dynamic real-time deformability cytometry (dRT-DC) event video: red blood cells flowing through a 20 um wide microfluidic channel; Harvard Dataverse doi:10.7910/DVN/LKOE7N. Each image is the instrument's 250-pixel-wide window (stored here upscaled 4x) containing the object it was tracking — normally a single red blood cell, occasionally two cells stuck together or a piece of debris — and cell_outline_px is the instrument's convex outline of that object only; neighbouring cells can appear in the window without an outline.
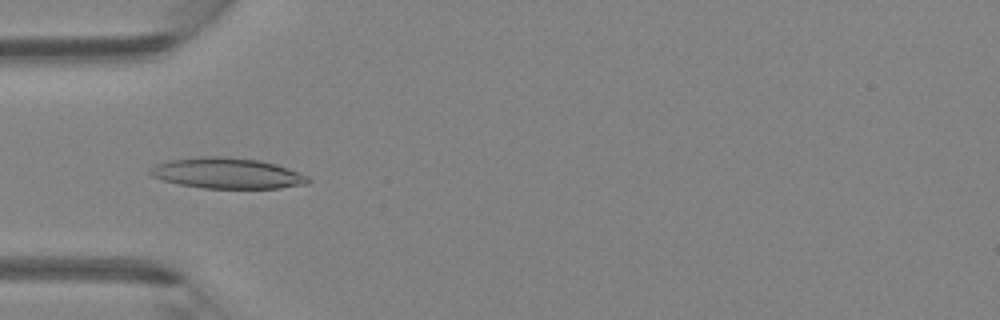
{"species": "Egyptian fruit bat (a non-hibernating species)", "species_latin": "Rousettus aegyptiacus", "temperature_condition": "room temperature", "stored_images_in_passage": 37, "camera_frame_rate_fps": 3000, "um_per_image_px": 0.085, "animal": {"sex": "female"}, "frame": {"image": 1, "passage_image": 11, "time_ms": 3.333, "image_size_px": [1000, 320], "cell_outline_px": [[312, 180], [308, 184], [280, 188], [204, 188], [180, 184], [164, 180], [152, 176], [148, 172], [148, 168], [156, 164], [168, 160], [200, 156], [224, 156], [260, 160], [276, 164], [288, 168], [308, 176]], "centroid_in_image_um": [19.32, 14.72], "position_along_channel_um": 65.7, "area_um2": 28.44}}
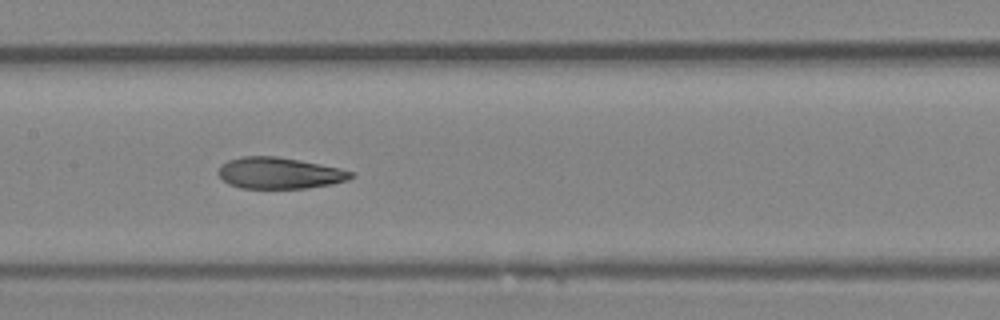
{"frame": {"image": 2, "passage_image": 19, "time_ms": 6.0, "image_size_px": [1000, 320], "cell_outline_px": [[352, 176], [348, 180], [332, 184], [304, 188], [240, 188], [228, 184], [216, 172], [220, 164], [228, 160], [244, 156], [276, 156], [340, 168], [352, 172]], "centroid_in_image_um": [23.69, 14.71], "position_along_channel_um": 183.7, "area_um2": 24.1}}
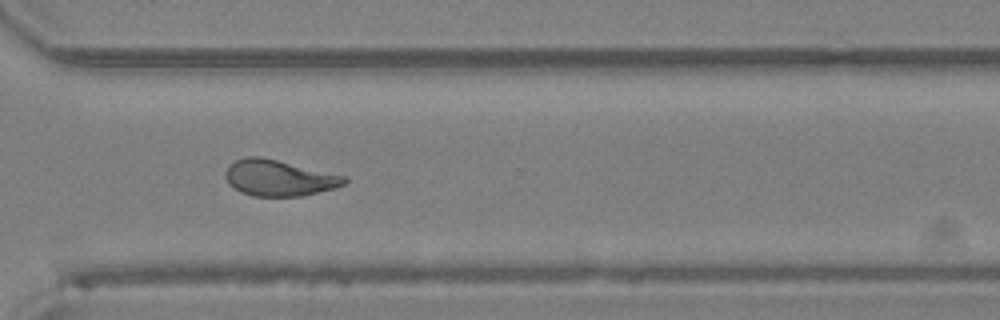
{"frame": {"image": 3, "passage_image": 30, "time_ms": 9.667, "image_size_px": [1000, 320], "cell_outline_px": [[348, 180], [344, 184], [336, 188], [304, 196], [252, 196], [240, 192], [228, 184], [224, 176], [224, 172], [228, 164], [236, 160], [248, 156], [260, 156], [348, 176]], "centroid_in_image_um": [23.71, 15.12], "position_along_channel_um": 346.9, "area_um2": 25.37}}